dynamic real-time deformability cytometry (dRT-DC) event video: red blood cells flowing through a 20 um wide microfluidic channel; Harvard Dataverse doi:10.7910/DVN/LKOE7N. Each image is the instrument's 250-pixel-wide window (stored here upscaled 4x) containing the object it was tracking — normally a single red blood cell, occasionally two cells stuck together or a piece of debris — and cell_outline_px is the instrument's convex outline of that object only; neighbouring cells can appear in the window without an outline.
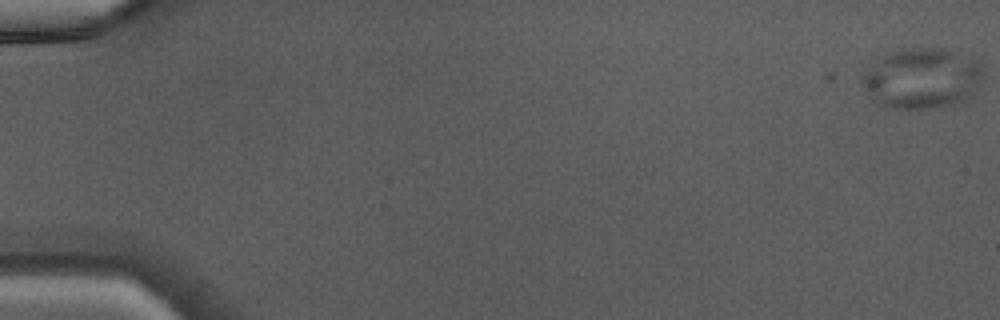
{"species": "Egyptian fruit bat (a non-hibernating species)", "species_latin": "Rousettus aegyptiacus", "temperature_condition": "warm", "stored_images_in_passage": 44, "camera_frame_rate_fps": 3000, "um_per_image_px": 0.085, "animal": {"sex": "male"}, "frame": {"image": 1, "passage_image": 1, "time_ms": 0.0, "image_size_px": [1000, 320], "cell_outline_px": [[984, 76], [976, 92], [972, 96], [956, 104], [924, 108], [888, 108], [876, 104], [868, 100], [860, 80], [876, 60], [880, 56], [888, 52], [912, 48], [944, 48], [972, 56], [980, 60], [984, 72]], "centroid_in_image_um": [78.39, 6.66], "position_along_channel_um": 6.6, "area_um2": 43.58}}
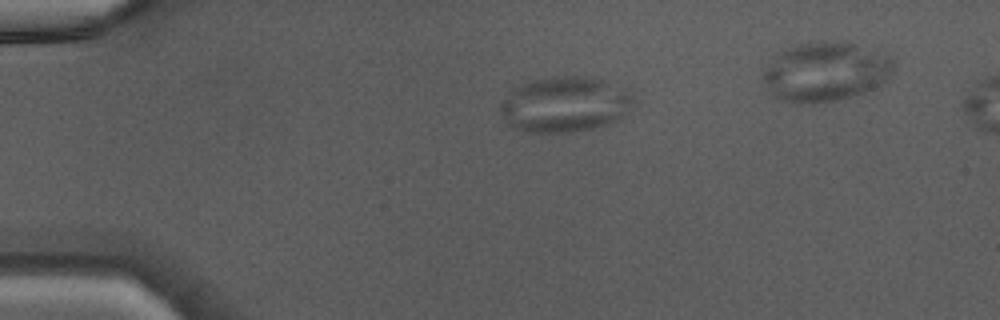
{"frame": {"image": 2, "passage_image": 12, "time_ms": 3.667, "image_size_px": [1000, 320], "cell_outline_px": [[632, 100], [620, 120], [600, 128], [572, 132], [528, 132], [516, 128], [508, 124], [500, 112], [500, 104], [520, 84], [528, 80], [552, 76], [588, 76], [624, 88]], "centroid_in_image_um": [47.99, 8.89], "position_along_channel_um": 37.0, "area_um2": 42.71}}
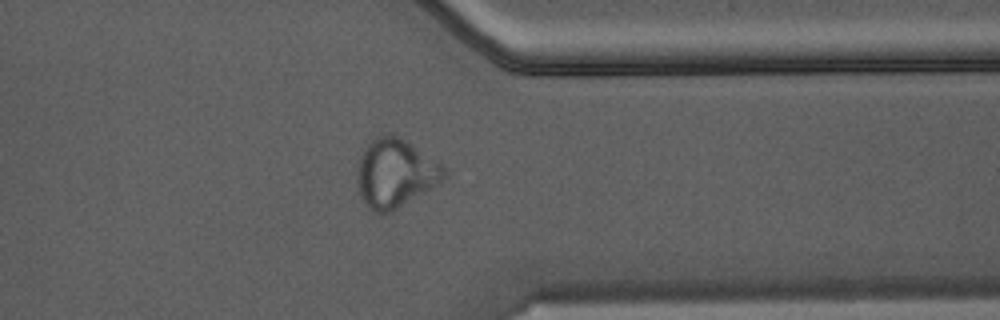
{"frame": {"image": 3, "passage_image": 38, "time_ms": 12.333, "image_size_px": [1000, 320], "cell_outline_px": [[448, 176], [396, 208], [388, 212], [372, 212], [368, 208], [360, 192], [356, 180], [356, 172], [364, 148], [376, 136], [384, 132], [400, 136], [412, 144], [440, 164], [444, 168]], "centroid_in_image_um": [33.55, 14.67], "position_along_channel_um": 377.8, "area_um2": 33.93}}